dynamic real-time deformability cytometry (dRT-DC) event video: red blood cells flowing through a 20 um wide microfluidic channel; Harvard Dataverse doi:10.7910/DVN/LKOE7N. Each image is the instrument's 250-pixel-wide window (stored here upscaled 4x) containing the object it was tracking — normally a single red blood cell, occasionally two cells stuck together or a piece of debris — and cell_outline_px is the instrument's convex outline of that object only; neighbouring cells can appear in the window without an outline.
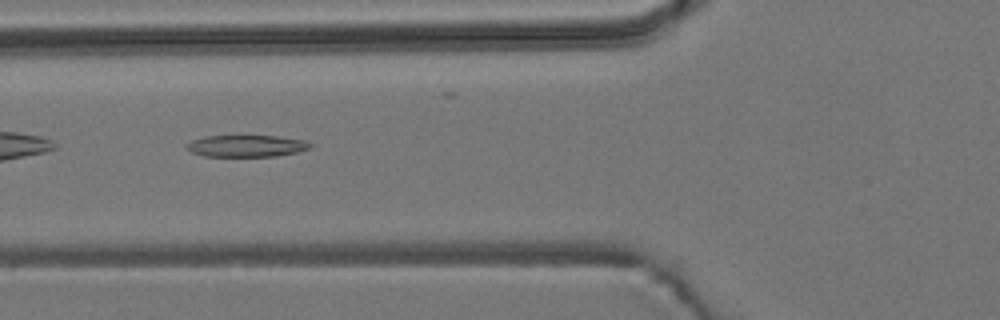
{"species": "common noctule bat (a hibernating species)", "species_latin": "Nyctalus noctula", "temperature_condition": "room temperature", "stored_images_in_passage": 8, "camera_frame_rate_fps": 3000, "um_per_image_px": 0.085, "animal": {"sex": "male", "body_mass_g": 19.2, "forearm_length_mm": 51.8}, "frame": {"image": 1, "passage_image": 6, "time_ms": 5.667, "image_size_px": [1000, 320], "cell_outline_px": [[316, 144], [312, 148], [296, 152], [276, 156], [204, 156], [192, 152], [184, 148], [184, 144], [192, 140], [204, 136], [276, 136], [308, 140]], "centroid_in_image_um": [20.99, 12.4], "position_along_channel_um": 104.8, "area_um2": 15.95}}
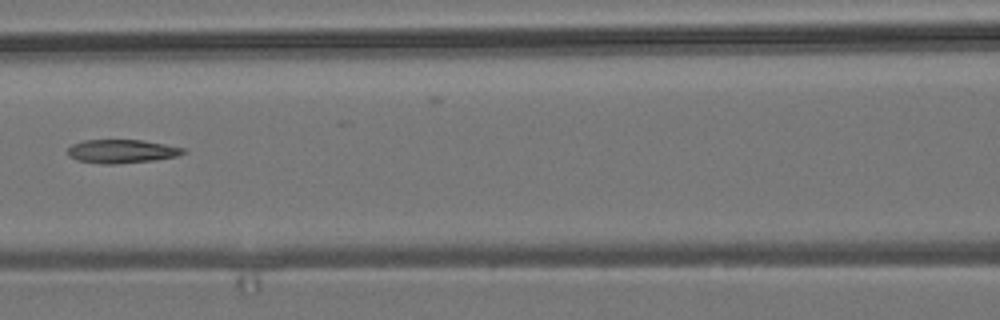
{"frame": {"image": 2, "passage_image": 7, "time_ms": 7.0, "image_size_px": [1000, 320], "cell_outline_px": [[188, 152], [176, 156], [156, 160], [116, 164], [104, 164], [76, 160], [68, 156], [68, 148], [72, 144], [84, 140], [144, 140], [188, 148]], "centroid_in_image_um": [10.4, 12.86], "position_along_channel_um": 156.2, "area_um2": 16.13}}
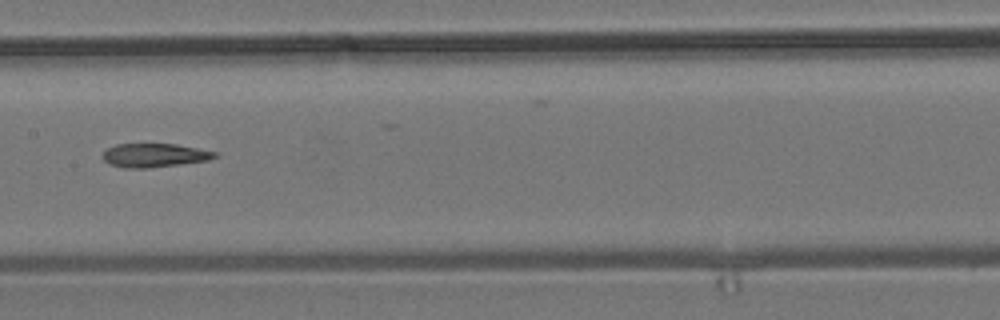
{"frame": {"image": 3, "passage_image": 8, "time_ms": 8.0, "image_size_px": [1000, 320], "cell_outline_px": [[220, 156], [208, 160], [148, 168], [124, 168], [108, 164], [100, 156], [108, 148], [116, 144], [176, 144], [220, 152]], "centroid_in_image_um": [13.14, 13.2], "position_along_channel_um": 194.3, "area_um2": 15.66}}